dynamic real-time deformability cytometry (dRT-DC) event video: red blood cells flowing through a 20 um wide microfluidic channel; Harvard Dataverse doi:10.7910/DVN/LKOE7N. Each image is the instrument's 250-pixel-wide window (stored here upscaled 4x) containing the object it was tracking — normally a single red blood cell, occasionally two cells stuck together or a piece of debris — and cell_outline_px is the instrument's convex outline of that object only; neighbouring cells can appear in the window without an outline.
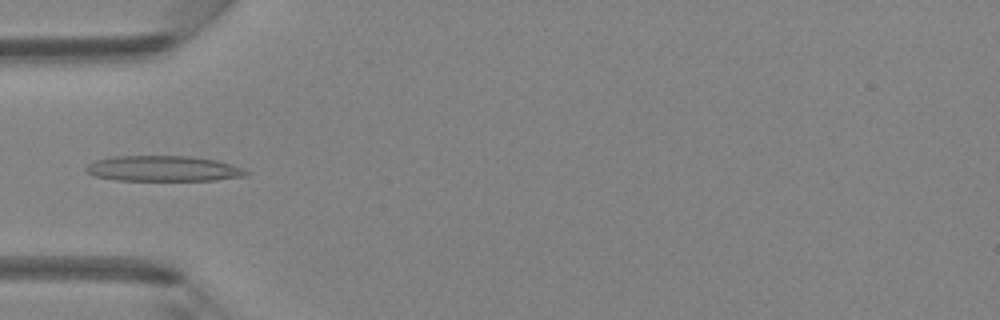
{"species": "Egyptian fruit bat (a non-hibernating species)", "species_latin": "Rousettus aegyptiacus", "temperature_condition": "room temperature", "stored_images_in_passage": 4, "camera_frame_rate_fps": 3000, "um_per_image_px": 0.085, "animal": {"sex": "female"}, "frame": {"image": 1, "passage_image": 4, "time_ms": 4.0, "image_size_px": [1000, 320], "cell_outline_px": [[252, 172], [248, 176], [216, 180], [116, 180], [92, 176], [84, 168], [88, 164], [96, 160], [112, 156], [188, 156], [216, 160], [244, 168]], "centroid_in_image_um": [13.91, 14.33], "position_along_channel_um": 71.1, "area_um2": 23.99}}